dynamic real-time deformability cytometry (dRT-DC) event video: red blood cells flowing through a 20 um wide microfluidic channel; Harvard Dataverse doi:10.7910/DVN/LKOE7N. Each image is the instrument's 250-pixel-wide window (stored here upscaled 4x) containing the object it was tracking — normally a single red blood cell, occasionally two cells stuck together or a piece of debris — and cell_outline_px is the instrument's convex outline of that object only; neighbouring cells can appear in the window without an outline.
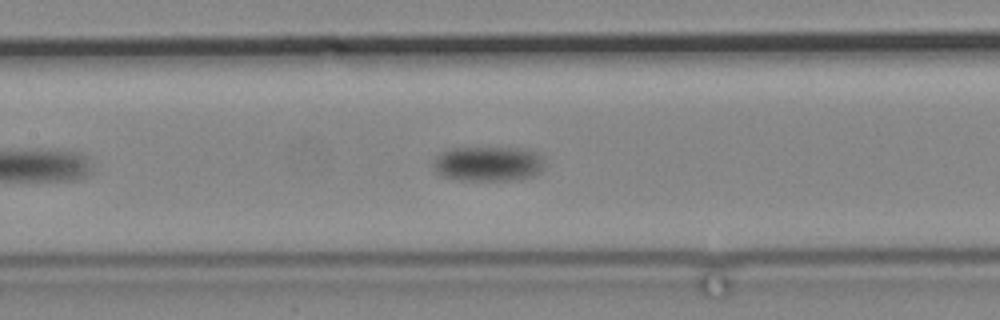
{"species": "common noctule bat (a hibernating species)", "species_latin": "Nyctalus noctula", "temperature_condition": "cold", "stored_images_in_passage": 15, "camera_frame_rate_fps": 3000, "um_per_image_px": 0.085, "animal": {"sex": "male", "body_mass_g": 19.2, "forearm_length_mm": 51.8}, "frame": {"image": 1, "passage_image": 15, "time_ms": 17.667, "image_size_px": [1000, 320], "cell_outline_px": [[544, 168], [540, 172], [532, 176], [512, 180], [460, 180], [440, 176], [432, 168], [432, 160], [440, 152], [452, 148], [520, 148], [536, 152], [540, 156], [544, 164]], "centroid_in_image_um": [41.43, 13.92], "position_along_channel_um": 166.0, "area_um2": 22.83}}